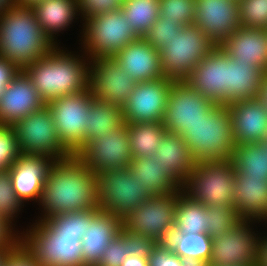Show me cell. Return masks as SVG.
Wrapping results in <instances>:
<instances>
[{"mask_svg":"<svg viewBox=\"0 0 267 266\" xmlns=\"http://www.w3.org/2000/svg\"><path fill=\"white\" fill-rule=\"evenodd\" d=\"M92 209L43 218L20 238L41 266H85L81 249Z\"/></svg>","mask_w":267,"mask_h":266,"instance_id":"1","label":"cell"},{"mask_svg":"<svg viewBox=\"0 0 267 266\" xmlns=\"http://www.w3.org/2000/svg\"><path fill=\"white\" fill-rule=\"evenodd\" d=\"M97 174L72 154L54 160L44 182V218L60 213L98 209Z\"/></svg>","mask_w":267,"mask_h":266,"instance_id":"2","label":"cell"},{"mask_svg":"<svg viewBox=\"0 0 267 266\" xmlns=\"http://www.w3.org/2000/svg\"><path fill=\"white\" fill-rule=\"evenodd\" d=\"M55 41L41 29L32 8L12 6L0 14V56L23 70L43 58Z\"/></svg>","mask_w":267,"mask_h":266,"instance_id":"3","label":"cell"},{"mask_svg":"<svg viewBox=\"0 0 267 266\" xmlns=\"http://www.w3.org/2000/svg\"><path fill=\"white\" fill-rule=\"evenodd\" d=\"M73 56L55 46L43 58L23 69L46 104L57 97L89 88L90 67Z\"/></svg>","mask_w":267,"mask_h":266,"instance_id":"4","label":"cell"},{"mask_svg":"<svg viewBox=\"0 0 267 266\" xmlns=\"http://www.w3.org/2000/svg\"><path fill=\"white\" fill-rule=\"evenodd\" d=\"M182 138L195 162L232 160L235 139L230 112L217 104L203 119L189 127Z\"/></svg>","mask_w":267,"mask_h":266,"instance_id":"5","label":"cell"},{"mask_svg":"<svg viewBox=\"0 0 267 266\" xmlns=\"http://www.w3.org/2000/svg\"><path fill=\"white\" fill-rule=\"evenodd\" d=\"M235 172L236 168L231 160L196 162L182 190L193 201L201 202L206 207L235 208Z\"/></svg>","mask_w":267,"mask_h":266,"instance_id":"6","label":"cell"},{"mask_svg":"<svg viewBox=\"0 0 267 266\" xmlns=\"http://www.w3.org/2000/svg\"><path fill=\"white\" fill-rule=\"evenodd\" d=\"M214 47L213 42L196 25L184 26L159 49L164 77L172 81H184Z\"/></svg>","mask_w":267,"mask_h":266,"instance_id":"7","label":"cell"},{"mask_svg":"<svg viewBox=\"0 0 267 266\" xmlns=\"http://www.w3.org/2000/svg\"><path fill=\"white\" fill-rule=\"evenodd\" d=\"M98 208L122 222L151 195L130 168L104 170L97 175Z\"/></svg>","mask_w":267,"mask_h":266,"instance_id":"8","label":"cell"},{"mask_svg":"<svg viewBox=\"0 0 267 266\" xmlns=\"http://www.w3.org/2000/svg\"><path fill=\"white\" fill-rule=\"evenodd\" d=\"M12 128L16 133L21 154L44 155L53 160L73 154L61 142L47 104L21 118Z\"/></svg>","mask_w":267,"mask_h":266,"instance_id":"9","label":"cell"},{"mask_svg":"<svg viewBox=\"0 0 267 266\" xmlns=\"http://www.w3.org/2000/svg\"><path fill=\"white\" fill-rule=\"evenodd\" d=\"M84 45L94 60L98 57H112L126 45L139 37L121 9L93 15L85 21Z\"/></svg>","mask_w":267,"mask_h":266,"instance_id":"10","label":"cell"},{"mask_svg":"<svg viewBox=\"0 0 267 266\" xmlns=\"http://www.w3.org/2000/svg\"><path fill=\"white\" fill-rule=\"evenodd\" d=\"M177 192L151 195L123 221V226L135 233L167 243L174 230Z\"/></svg>","mask_w":267,"mask_h":266,"instance_id":"11","label":"cell"},{"mask_svg":"<svg viewBox=\"0 0 267 266\" xmlns=\"http://www.w3.org/2000/svg\"><path fill=\"white\" fill-rule=\"evenodd\" d=\"M90 89L57 97L47 103L61 142L75 154L85 143L87 113L90 110Z\"/></svg>","mask_w":267,"mask_h":266,"instance_id":"12","label":"cell"},{"mask_svg":"<svg viewBox=\"0 0 267 266\" xmlns=\"http://www.w3.org/2000/svg\"><path fill=\"white\" fill-rule=\"evenodd\" d=\"M93 174L104 170L129 168L132 152L127 125L123 122L109 134L86 141L75 153Z\"/></svg>","mask_w":267,"mask_h":266,"instance_id":"13","label":"cell"},{"mask_svg":"<svg viewBox=\"0 0 267 266\" xmlns=\"http://www.w3.org/2000/svg\"><path fill=\"white\" fill-rule=\"evenodd\" d=\"M217 104L191 88L185 81H173L163 126L168 133L182 135L200 122Z\"/></svg>","mask_w":267,"mask_h":266,"instance_id":"14","label":"cell"},{"mask_svg":"<svg viewBox=\"0 0 267 266\" xmlns=\"http://www.w3.org/2000/svg\"><path fill=\"white\" fill-rule=\"evenodd\" d=\"M248 221L253 220L242 219L228 232L212 237L209 266L258 265L260 240L251 233Z\"/></svg>","mask_w":267,"mask_h":266,"instance_id":"15","label":"cell"},{"mask_svg":"<svg viewBox=\"0 0 267 266\" xmlns=\"http://www.w3.org/2000/svg\"><path fill=\"white\" fill-rule=\"evenodd\" d=\"M172 86L173 81L165 77L137 83L122 106L124 122H162Z\"/></svg>","mask_w":267,"mask_h":266,"instance_id":"16","label":"cell"},{"mask_svg":"<svg viewBox=\"0 0 267 266\" xmlns=\"http://www.w3.org/2000/svg\"><path fill=\"white\" fill-rule=\"evenodd\" d=\"M89 69V89L97 99L122 107L137 84L112 57L92 60Z\"/></svg>","mask_w":267,"mask_h":266,"instance_id":"17","label":"cell"},{"mask_svg":"<svg viewBox=\"0 0 267 266\" xmlns=\"http://www.w3.org/2000/svg\"><path fill=\"white\" fill-rule=\"evenodd\" d=\"M229 56L215 46L184 80L191 88L216 104H227Z\"/></svg>","mask_w":267,"mask_h":266,"instance_id":"18","label":"cell"},{"mask_svg":"<svg viewBox=\"0 0 267 266\" xmlns=\"http://www.w3.org/2000/svg\"><path fill=\"white\" fill-rule=\"evenodd\" d=\"M239 0H195L196 25L215 46L240 27Z\"/></svg>","mask_w":267,"mask_h":266,"instance_id":"19","label":"cell"},{"mask_svg":"<svg viewBox=\"0 0 267 266\" xmlns=\"http://www.w3.org/2000/svg\"><path fill=\"white\" fill-rule=\"evenodd\" d=\"M46 103L23 70L4 88L0 98V125L13 126Z\"/></svg>","mask_w":267,"mask_h":266,"instance_id":"20","label":"cell"},{"mask_svg":"<svg viewBox=\"0 0 267 266\" xmlns=\"http://www.w3.org/2000/svg\"><path fill=\"white\" fill-rule=\"evenodd\" d=\"M53 161L44 155L21 154L9 167L14 191L22 202L38 198L41 201L46 175Z\"/></svg>","mask_w":267,"mask_h":266,"instance_id":"21","label":"cell"},{"mask_svg":"<svg viewBox=\"0 0 267 266\" xmlns=\"http://www.w3.org/2000/svg\"><path fill=\"white\" fill-rule=\"evenodd\" d=\"M226 105L235 144L261 143L265 139L267 109L259 99L239 100Z\"/></svg>","mask_w":267,"mask_h":266,"instance_id":"22","label":"cell"},{"mask_svg":"<svg viewBox=\"0 0 267 266\" xmlns=\"http://www.w3.org/2000/svg\"><path fill=\"white\" fill-rule=\"evenodd\" d=\"M113 57L136 83L164 78L159 50L143 37L129 43Z\"/></svg>","mask_w":267,"mask_h":266,"instance_id":"23","label":"cell"},{"mask_svg":"<svg viewBox=\"0 0 267 266\" xmlns=\"http://www.w3.org/2000/svg\"><path fill=\"white\" fill-rule=\"evenodd\" d=\"M220 46L231 59L267 70V29L240 26Z\"/></svg>","mask_w":267,"mask_h":266,"instance_id":"24","label":"cell"},{"mask_svg":"<svg viewBox=\"0 0 267 266\" xmlns=\"http://www.w3.org/2000/svg\"><path fill=\"white\" fill-rule=\"evenodd\" d=\"M123 222L110 213L92 209V220L82 238L85 266H97L109 243L119 234Z\"/></svg>","mask_w":267,"mask_h":266,"instance_id":"25","label":"cell"},{"mask_svg":"<svg viewBox=\"0 0 267 266\" xmlns=\"http://www.w3.org/2000/svg\"><path fill=\"white\" fill-rule=\"evenodd\" d=\"M233 203L241 219L266 220L267 218V178H246L244 174H234Z\"/></svg>","mask_w":267,"mask_h":266,"instance_id":"26","label":"cell"},{"mask_svg":"<svg viewBox=\"0 0 267 266\" xmlns=\"http://www.w3.org/2000/svg\"><path fill=\"white\" fill-rule=\"evenodd\" d=\"M163 169L181 186L187 181L195 166L188 144L182 136L174 133H166L158 145L155 154Z\"/></svg>","mask_w":267,"mask_h":266,"instance_id":"27","label":"cell"},{"mask_svg":"<svg viewBox=\"0 0 267 266\" xmlns=\"http://www.w3.org/2000/svg\"><path fill=\"white\" fill-rule=\"evenodd\" d=\"M129 168L150 195H167L182 189V186L163 169L156 156L133 157Z\"/></svg>","mask_w":267,"mask_h":266,"instance_id":"28","label":"cell"},{"mask_svg":"<svg viewBox=\"0 0 267 266\" xmlns=\"http://www.w3.org/2000/svg\"><path fill=\"white\" fill-rule=\"evenodd\" d=\"M264 72L229 57L227 104L257 98Z\"/></svg>","mask_w":267,"mask_h":266,"instance_id":"29","label":"cell"},{"mask_svg":"<svg viewBox=\"0 0 267 266\" xmlns=\"http://www.w3.org/2000/svg\"><path fill=\"white\" fill-rule=\"evenodd\" d=\"M44 33L54 41L53 34L68 27L79 10L78 0H44L32 7Z\"/></svg>","mask_w":267,"mask_h":266,"instance_id":"30","label":"cell"},{"mask_svg":"<svg viewBox=\"0 0 267 266\" xmlns=\"http://www.w3.org/2000/svg\"><path fill=\"white\" fill-rule=\"evenodd\" d=\"M124 122L122 107L109 104L107 101L92 97L90 110L87 113V127H85V142L98 139L109 134Z\"/></svg>","mask_w":267,"mask_h":266,"instance_id":"31","label":"cell"},{"mask_svg":"<svg viewBox=\"0 0 267 266\" xmlns=\"http://www.w3.org/2000/svg\"><path fill=\"white\" fill-rule=\"evenodd\" d=\"M207 207L193 201L183 190L177 192L174 230L180 233H206Z\"/></svg>","mask_w":267,"mask_h":266,"instance_id":"32","label":"cell"},{"mask_svg":"<svg viewBox=\"0 0 267 266\" xmlns=\"http://www.w3.org/2000/svg\"><path fill=\"white\" fill-rule=\"evenodd\" d=\"M132 157L155 156L167 130L162 122L127 123Z\"/></svg>","mask_w":267,"mask_h":266,"instance_id":"33","label":"cell"},{"mask_svg":"<svg viewBox=\"0 0 267 266\" xmlns=\"http://www.w3.org/2000/svg\"><path fill=\"white\" fill-rule=\"evenodd\" d=\"M231 161L246 178H267V146L262 142L235 144Z\"/></svg>","mask_w":267,"mask_h":266,"instance_id":"34","label":"cell"},{"mask_svg":"<svg viewBox=\"0 0 267 266\" xmlns=\"http://www.w3.org/2000/svg\"><path fill=\"white\" fill-rule=\"evenodd\" d=\"M167 244L180 258L193 257L209 262L212 237L207 233L188 234L173 230Z\"/></svg>","mask_w":267,"mask_h":266,"instance_id":"35","label":"cell"},{"mask_svg":"<svg viewBox=\"0 0 267 266\" xmlns=\"http://www.w3.org/2000/svg\"><path fill=\"white\" fill-rule=\"evenodd\" d=\"M120 9L139 38L159 18V0H124Z\"/></svg>","mask_w":267,"mask_h":266,"instance_id":"36","label":"cell"},{"mask_svg":"<svg viewBox=\"0 0 267 266\" xmlns=\"http://www.w3.org/2000/svg\"><path fill=\"white\" fill-rule=\"evenodd\" d=\"M240 220L242 219L237 215L235 208L208 206L206 233L211 237L224 234L238 224Z\"/></svg>","mask_w":267,"mask_h":266,"instance_id":"37","label":"cell"},{"mask_svg":"<svg viewBox=\"0 0 267 266\" xmlns=\"http://www.w3.org/2000/svg\"><path fill=\"white\" fill-rule=\"evenodd\" d=\"M195 0H159V18H168L175 25H192Z\"/></svg>","mask_w":267,"mask_h":266,"instance_id":"38","label":"cell"},{"mask_svg":"<svg viewBox=\"0 0 267 266\" xmlns=\"http://www.w3.org/2000/svg\"><path fill=\"white\" fill-rule=\"evenodd\" d=\"M240 26L267 29V0H239Z\"/></svg>","mask_w":267,"mask_h":266,"instance_id":"39","label":"cell"},{"mask_svg":"<svg viewBox=\"0 0 267 266\" xmlns=\"http://www.w3.org/2000/svg\"><path fill=\"white\" fill-rule=\"evenodd\" d=\"M22 203L14 191L9 169L0 171V216L11 224Z\"/></svg>","mask_w":267,"mask_h":266,"instance_id":"40","label":"cell"},{"mask_svg":"<svg viewBox=\"0 0 267 266\" xmlns=\"http://www.w3.org/2000/svg\"><path fill=\"white\" fill-rule=\"evenodd\" d=\"M20 156L14 129L12 126L0 125V171L9 169Z\"/></svg>","mask_w":267,"mask_h":266,"instance_id":"41","label":"cell"},{"mask_svg":"<svg viewBox=\"0 0 267 266\" xmlns=\"http://www.w3.org/2000/svg\"><path fill=\"white\" fill-rule=\"evenodd\" d=\"M185 25H175L168 18H158L143 36L154 48L164 47Z\"/></svg>","mask_w":267,"mask_h":266,"instance_id":"42","label":"cell"},{"mask_svg":"<svg viewBox=\"0 0 267 266\" xmlns=\"http://www.w3.org/2000/svg\"><path fill=\"white\" fill-rule=\"evenodd\" d=\"M127 256V229L122 226L119 234L105 248L97 266H121Z\"/></svg>","mask_w":267,"mask_h":266,"instance_id":"43","label":"cell"},{"mask_svg":"<svg viewBox=\"0 0 267 266\" xmlns=\"http://www.w3.org/2000/svg\"><path fill=\"white\" fill-rule=\"evenodd\" d=\"M124 0H78L79 11L85 20L93 15L119 10Z\"/></svg>","mask_w":267,"mask_h":266,"instance_id":"44","label":"cell"},{"mask_svg":"<svg viewBox=\"0 0 267 266\" xmlns=\"http://www.w3.org/2000/svg\"><path fill=\"white\" fill-rule=\"evenodd\" d=\"M157 245L158 243L153 238L127 230L128 255L149 258Z\"/></svg>","mask_w":267,"mask_h":266,"instance_id":"45","label":"cell"},{"mask_svg":"<svg viewBox=\"0 0 267 266\" xmlns=\"http://www.w3.org/2000/svg\"><path fill=\"white\" fill-rule=\"evenodd\" d=\"M4 266H41L36 262L33 254L19 241L12 249L7 251Z\"/></svg>","mask_w":267,"mask_h":266,"instance_id":"46","label":"cell"},{"mask_svg":"<svg viewBox=\"0 0 267 266\" xmlns=\"http://www.w3.org/2000/svg\"><path fill=\"white\" fill-rule=\"evenodd\" d=\"M148 260L149 266H182L181 258L172 251L167 243H158Z\"/></svg>","mask_w":267,"mask_h":266,"instance_id":"47","label":"cell"},{"mask_svg":"<svg viewBox=\"0 0 267 266\" xmlns=\"http://www.w3.org/2000/svg\"><path fill=\"white\" fill-rule=\"evenodd\" d=\"M5 218L0 216V250H10L12 249L19 241L20 237L12 235L11 225ZM10 227V228H9Z\"/></svg>","mask_w":267,"mask_h":266,"instance_id":"48","label":"cell"},{"mask_svg":"<svg viewBox=\"0 0 267 266\" xmlns=\"http://www.w3.org/2000/svg\"><path fill=\"white\" fill-rule=\"evenodd\" d=\"M19 72L14 63L0 56V81L7 86Z\"/></svg>","mask_w":267,"mask_h":266,"instance_id":"49","label":"cell"},{"mask_svg":"<svg viewBox=\"0 0 267 266\" xmlns=\"http://www.w3.org/2000/svg\"><path fill=\"white\" fill-rule=\"evenodd\" d=\"M121 266H149L148 258L128 255Z\"/></svg>","mask_w":267,"mask_h":266,"instance_id":"50","label":"cell"},{"mask_svg":"<svg viewBox=\"0 0 267 266\" xmlns=\"http://www.w3.org/2000/svg\"><path fill=\"white\" fill-rule=\"evenodd\" d=\"M257 99H259L267 109V70L264 72L262 77L261 87L259 88Z\"/></svg>","mask_w":267,"mask_h":266,"instance_id":"51","label":"cell"},{"mask_svg":"<svg viewBox=\"0 0 267 266\" xmlns=\"http://www.w3.org/2000/svg\"><path fill=\"white\" fill-rule=\"evenodd\" d=\"M257 266H267V238L260 241Z\"/></svg>","mask_w":267,"mask_h":266,"instance_id":"52","label":"cell"},{"mask_svg":"<svg viewBox=\"0 0 267 266\" xmlns=\"http://www.w3.org/2000/svg\"><path fill=\"white\" fill-rule=\"evenodd\" d=\"M181 265L182 266H209V263L201 259H195L193 257H184V258H181Z\"/></svg>","mask_w":267,"mask_h":266,"instance_id":"53","label":"cell"},{"mask_svg":"<svg viewBox=\"0 0 267 266\" xmlns=\"http://www.w3.org/2000/svg\"><path fill=\"white\" fill-rule=\"evenodd\" d=\"M44 0H15V6L32 8L34 5Z\"/></svg>","mask_w":267,"mask_h":266,"instance_id":"54","label":"cell"},{"mask_svg":"<svg viewBox=\"0 0 267 266\" xmlns=\"http://www.w3.org/2000/svg\"><path fill=\"white\" fill-rule=\"evenodd\" d=\"M12 6H15V0H0V14Z\"/></svg>","mask_w":267,"mask_h":266,"instance_id":"55","label":"cell"},{"mask_svg":"<svg viewBox=\"0 0 267 266\" xmlns=\"http://www.w3.org/2000/svg\"><path fill=\"white\" fill-rule=\"evenodd\" d=\"M8 250H0V266H4L5 264V256Z\"/></svg>","mask_w":267,"mask_h":266,"instance_id":"56","label":"cell"},{"mask_svg":"<svg viewBox=\"0 0 267 266\" xmlns=\"http://www.w3.org/2000/svg\"><path fill=\"white\" fill-rule=\"evenodd\" d=\"M5 87H6V85L2 81H0V98L3 95V92H4V88Z\"/></svg>","mask_w":267,"mask_h":266,"instance_id":"57","label":"cell"},{"mask_svg":"<svg viewBox=\"0 0 267 266\" xmlns=\"http://www.w3.org/2000/svg\"><path fill=\"white\" fill-rule=\"evenodd\" d=\"M262 143L267 146V128H266V131H265V139L262 141Z\"/></svg>","mask_w":267,"mask_h":266,"instance_id":"58","label":"cell"}]
</instances>
